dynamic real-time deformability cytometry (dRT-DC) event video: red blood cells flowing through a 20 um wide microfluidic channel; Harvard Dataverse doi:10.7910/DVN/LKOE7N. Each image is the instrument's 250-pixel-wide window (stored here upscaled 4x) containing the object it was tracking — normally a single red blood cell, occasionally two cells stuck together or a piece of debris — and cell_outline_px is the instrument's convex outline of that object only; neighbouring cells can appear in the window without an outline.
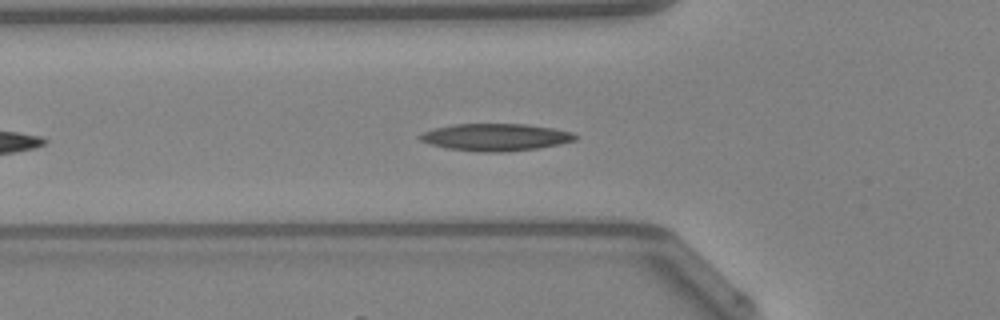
{"species": "Egyptian fruit bat (a non-hibernating species)", "species_latin": "Rousettus aegyptiacus", "temperature_condition": "warm", "stored_images_in_passage": 35, "camera_frame_rate_fps": 3000, "um_per_image_px": 0.085, "animal": {"sex": "female"}, "frame": {"image": 1, "passage_image": 6, "time_ms": 1.667, "image_size_px": [1000, 320], "cell_outline_px": [[580, 136], [576, 140], [560, 144], [536, 148], [504, 152], [484, 152], [448, 148], [432, 144], [420, 140], [420, 136], [424, 132], [436, 128], [452, 124], [528, 124], [552, 128], [572, 132]], "centroid_in_image_um": [42.2, 11.65], "position_along_channel_um": 83.6, "area_um2": 24.39}, "authors_computed_cell_mechanics": {"area_um2": 22.831, "velocity_mm_per_s": 4.2713, "shape_relaxation_time_tau1_ms": 6.6407, "shape_relaxation_time_tau2_ms": 4.8, "deformation_change_tau1": 0.1738, "deformation_change_tau2": 0.1297}}